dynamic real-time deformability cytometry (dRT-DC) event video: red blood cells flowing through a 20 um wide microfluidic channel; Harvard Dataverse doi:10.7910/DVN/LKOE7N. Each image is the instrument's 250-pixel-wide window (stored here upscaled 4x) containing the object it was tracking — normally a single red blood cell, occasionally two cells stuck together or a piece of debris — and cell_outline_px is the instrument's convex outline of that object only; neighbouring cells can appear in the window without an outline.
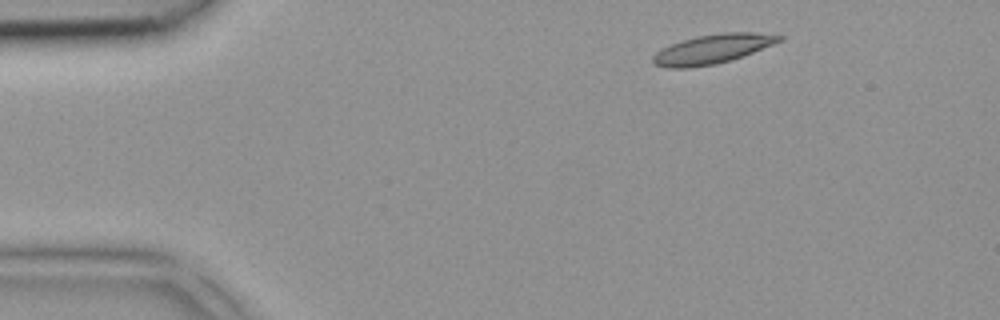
{"species": "common noctule bat (a hibernating species)", "species_latin": "Nyctalus noctula", "temperature_condition": "room temperature", "stored_images_in_passage": 37, "camera_frame_rate_fps": 3000, "um_per_image_px": 0.085, "animal": {"sex": "female", "body_mass_g": 18.4}, "frame": {"image": 1, "passage_image": 1, "time_ms": 0.0, "image_size_px": [1000, 320], "cell_outline_px": [[784, 36], [780, 40], [772, 44], [752, 52], [716, 64], [688, 68], [664, 68], [652, 64], [652, 56], [656, 52], [672, 44], [696, 36], [724, 32], [752, 32]], "centroid_in_image_um": [60.48, 4.18], "position_along_channel_um": 24.5, "area_um2": 21.15}}
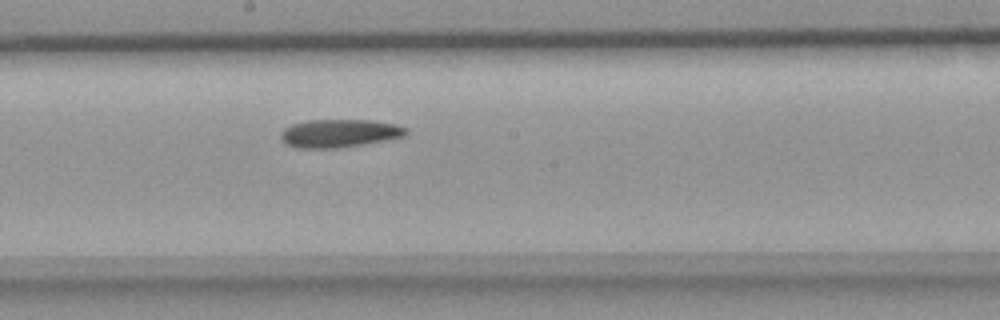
{"frame": {"image": 2, "passage_image": 18, "time_ms": 5.667, "image_size_px": [1000, 320], "cell_outline_px": [[408, 132], [404, 136], [384, 140], [336, 148], [296, 148], [280, 140], [280, 132], [284, 128], [292, 124], [308, 120], [372, 120], [396, 124], [408, 128]], "centroid_in_image_um": [28.82, 11.32], "position_along_channel_um": 219.4, "area_um2": 20.46}}
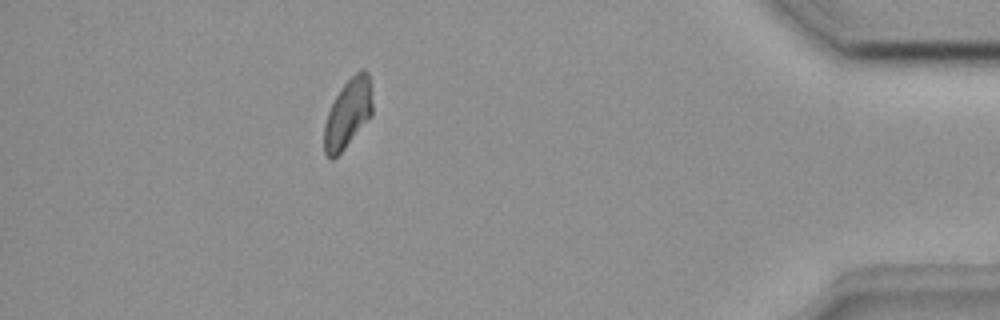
{"frame": {"image": 3, "passage_image": 33, "time_ms": 10.667, "image_size_px": [1000, 320], "cell_outline_px": [[372, 116], [344, 148], [332, 160], [328, 160], [324, 152], [324, 124], [328, 112], [340, 88], [360, 68], [364, 68], [368, 72], [372, 104]], "centroid_in_image_um": [29.56, 9.65], "position_along_channel_um": 405.6, "area_um2": 19.31}}